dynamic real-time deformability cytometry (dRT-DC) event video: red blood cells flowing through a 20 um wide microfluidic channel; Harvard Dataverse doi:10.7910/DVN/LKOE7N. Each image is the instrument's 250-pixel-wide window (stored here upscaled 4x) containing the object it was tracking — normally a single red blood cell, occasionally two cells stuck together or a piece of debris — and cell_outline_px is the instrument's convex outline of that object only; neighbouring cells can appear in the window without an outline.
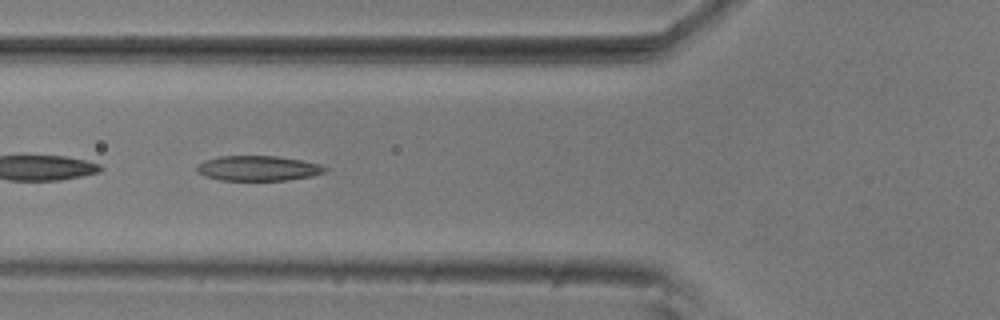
{"species": "common noctule bat (a hibernating species)", "species_latin": "Nyctalus noctula", "temperature_condition": "room temperature", "stored_images_in_passage": 39, "camera_frame_rate_fps": 3000, "um_per_image_px": 0.085, "animal": {"sex": "male", "body_mass_g": 20.5, "forearm_length_mm": 52.5}, "frame": {"image": 1, "passage_image": 6, "time_ms": 1.667, "image_size_px": [1000, 320], "cell_outline_px": [[328, 168], [324, 172], [312, 176], [288, 180], [220, 180], [204, 176], [196, 172], [196, 164], [204, 160], [220, 156], [276, 156], [300, 160], [320, 164]], "centroid_in_image_um": [21.89, 14.3], "position_along_channel_um": 103.9, "area_um2": 18.79}}
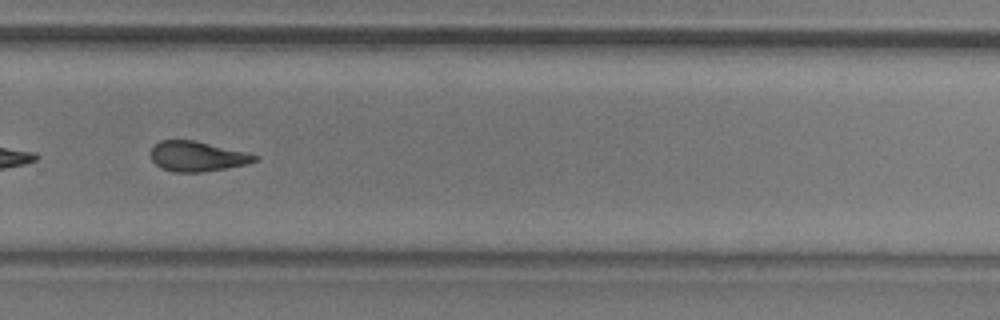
{"frame": {"image": 2, "passage_image": 23, "time_ms": 7.333, "image_size_px": [1000, 320], "cell_outline_px": [[260, 156], [256, 160], [244, 164], [224, 168], [200, 172], [172, 172], [160, 168], [152, 160], [152, 148], [160, 140], [192, 140], [248, 152]], "centroid_in_image_um": [16.75, 13.29], "position_along_channel_um": 313.1, "area_um2": 17.98}, "authors_computed_cell_mechanics": {"area_um2": 18.9006, "velocity_mm_per_s": 3.6966, "shape_relaxation_time_tau1_ms": null, "shape_relaxation_time_tau2_ms": 2.9401, "deformation_change_tau1": null, "deformation_change_tau2": 0.108}}